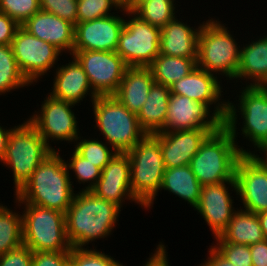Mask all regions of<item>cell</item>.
Segmentation results:
<instances>
[{
    "label": "cell",
    "mask_w": 267,
    "mask_h": 266,
    "mask_svg": "<svg viewBox=\"0 0 267 266\" xmlns=\"http://www.w3.org/2000/svg\"><path fill=\"white\" fill-rule=\"evenodd\" d=\"M236 112L233 103L228 101L224 125L205 139L190 161L191 171L202 186L236 181L235 169L240 156L251 153L235 143Z\"/></svg>",
    "instance_id": "obj_1"
},
{
    "label": "cell",
    "mask_w": 267,
    "mask_h": 266,
    "mask_svg": "<svg viewBox=\"0 0 267 266\" xmlns=\"http://www.w3.org/2000/svg\"><path fill=\"white\" fill-rule=\"evenodd\" d=\"M78 193L65 213L66 236L71 247L83 248L90 241L110 234L121 207L97 197L92 191Z\"/></svg>",
    "instance_id": "obj_2"
},
{
    "label": "cell",
    "mask_w": 267,
    "mask_h": 266,
    "mask_svg": "<svg viewBox=\"0 0 267 266\" xmlns=\"http://www.w3.org/2000/svg\"><path fill=\"white\" fill-rule=\"evenodd\" d=\"M70 180L66 161L53 151L15 194L16 201L66 213L75 195Z\"/></svg>",
    "instance_id": "obj_3"
},
{
    "label": "cell",
    "mask_w": 267,
    "mask_h": 266,
    "mask_svg": "<svg viewBox=\"0 0 267 266\" xmlns=\"http://www.w3.org/2000/svg\"><path fill=\"white\" fill-rule=\"evenodd\" d=\"M127 154L132 194L141 207L150 208L161 189L165 172L160 142L152 134H147Z\"/></svg>",
    "instance_id": "obj_4"
},
{
    "label": "cell",
    "mask_w": 267,
    "mask_h": 266,
    "mask_svg": "<svg viewBox=\"0 0 267 266\" xmlns=\"http://www.w3.org/2000/svg\"><path fill=\"white\" fill-rule=\"evenodd\" d=\"M92 104L96 127L113 151L128 152L147 135L137 114L130 112L114 95L97 96Z\"/></svg>",
    "instance_id": "obj_5"
},
{
    "label": "cell",
    "mask_w": 267,
    "mask_h": 266,
    "mask_svg": "<svg viewBox=\"0 0 267 266\" xmlns=\"http://www.w3.org/2000/svg\"><path fill=\"white\" fill-rule=\"evenodd\" d=\"M53 151L55 149L47 145L28 120L14 127L8 139L6 154L1 162L11 167L13 171L15 193Z\"/></svg>",
    "instance_id": "obj_6"
},
{
    "label": "cell",
    "mask_w": 267,
    "mask_h": 266,
    "mask_svg": "<svg viewBox=\"0 0 267 266\" xmlns=\"http://www.w3.org/2000/svg\"><path fill=\"white\" fill-rule=\"evenodd\" d=\"M203 22L198 37L197 66L209 73L222 72L234 79L240 63V49L224 24Z\"/></svg>",
    "instance_id": "obj_7"
},
{
    "label": "cell",
    "mask_w": 267,
    "mask_h": 266,
    "mask_svg": "<svg viewBox=\"0 0 267 266\" xmlns=\"http://www.w3.org/2000/svg\"><path fill=\"white\" fill-rule=\"evenodd\" d=\"M24 204L23 244L33 252L70 251L65 213L34 204Z\"/></svg>",
    "instance_id": "obj_8"
},
{
    "label": "cell",
    "mask_w": 267,
    "mask_h": 266,
    "mask_svg": "<svg viewBox=\"0 0 267 266\" xmlns=\"http://www.w3.org/2000/svg\"><path fill=\"white\" fill-rule=\"evenodd\" d=\"M122 11L134 17L125 20L116 52L128 67H148L160 54L161 29L141 20L129 9Z\"/></svg>",
    "instance_id": "obj_9"
},
{
    "label": "cell",
    "mask_w": 267,
    "mask_h": 266,
    "mask_svg": "<svg viewBox=\"0 0 267 266\" xmlns=\"http://www.w3.org/2000/svg\"><path fill=\"white\" fill-rule=\"evenodd\" d=\"M72 55L83 67L92 90L98 96L117 92L128 66L116 51L73 50Z\"/></svg>",
    "instance_id": "obj_10"
},
{
    "label": "cell",
    "mask_w": 267,
    "mask_h": 266,
    "mask_svg": "<svg viewBox=\"0 0 267 266\" xmlns=\"http://www.w3.org/2000/svg\"><path fill=\"white\" fill-rule=\"evenodd\" d=\"M11 47L20 71L30 83L54 67L61 53L54 45L29 34L21 26L15 32Z\"/></svg>",
    "instance_id": "obj_11"
},
{
    "label": "cell",
    "mask_w": 267,
    "mask_h": 266,
    "mask_svg": "<svg viewBox=\"0 0 267 266\" xmlns=\"http://www.w3.org/2000/svg\"><path fill=\"white\" fill-rule=\"evenodd\" d=\"M74 105L48 95L41 106V114H34L28 121L44 138L48 146L50 145L49 138L70 142L75 139L77 141L80 139L77 131L78 122L71 110Z\"/></svg>",
    "instance_id": "obj_12"
},
{
    "label": "cell",
    "mask_w": 267,
    "mask_h": 266,
    "mask_svg": "<svg viewBox=\"0 0 267 266\" xmlns=\"http://www.w3.org/2000/svg\"><path fill=\"white\" fill-rule=\"evenodd\" d=\"M167 108L164 129L161 132L208 128L213 133L224 125L216 114L209 115L210 107L186 96L171 93Z\"/></svg>",
    "instance_id": "obj_13"
},
{
    "label": "cell",
    "mask_w": 267,
    "mask_h": 266,
    "mask_svg": "<svg viewBox=\"0 0 267 266\" xmlns=\"http://www.w3.org/2000/svg\"><path fill=\"white\" fill-rule=\"evenodd\" d=\"M236 195H240L244 210L258 214L267 210V166L251 154H242L235 169Z\"/></svg>",
    "instance_id": "obj_14"
},
{
    "label": "cell",
    "mask_w": 267,
    "mask_h": 266,
    "mask_svg": "<svg viewBox=\"0 0 267 266\" xmlns=\"http://www.w3.org/2000/svg\"><path fill=\"white\" fill-rule=\"evenodd\" d=\"M125 19L109 15L77 23L73 50L116 51Z\"/></svg>",
    "instance_id": "obj_15"
},
{
    "label": "cell",
    "mask_w": 267,
    "mask_h": 266,
    "mask_svg": "<svg viewBox=\"0 0 267 266\" xmlns=\"http://www.w3.org/2000/svg\"><path fill=\"white\" fill-rule=\"evenodd\" d=\"M91 191L97 197L119 207H122L123 199H130L141 205L131 191L130 158L127 152H116L103 168L96 186Z\"/></svg>",
    "instance_id": "obj_16"
},
{
    "label": "cell",
    "mask_w": 267,
    "mask_h": 266,
    "mask_svg": "<svg viewBox=\"0 0 267 266\" xmlns=\"http://www.w3.org/2000/svg\"><path fill=\"white\" fill-rule=\"evenodd\" d=\"M226 184L231 185L237 192L236 181L204 185L201 189L199 203L195 208L210 226L215 238L226 229L236 211Z\"/></svg>",
    "instance_id": "obj_17"
},
{
    "label": "cell",
    "mask_w": 267,
    "mask_h": 266,
    "mask_svg": "<svg viewBox=\"0 0 267 266\" xmlns=\"http://www.w3.org/2000/svg\"><path fill=\"white\" fill-rule=\"evenodd\" d=\"M213 73H209L198 66L187 76L170 86L172 94L189 97L197 102H202L208 107L216 103L212 114H216L223 122L227 114V102L217 103L221 97V85ZM218 105V106H217Z\"/></svg>",
    "instance_id": "obj_18"
},
{
    "label": "cell",
    "mask_w": 267,
    "mask_h": 266,
    "mask_svg": "<svg viewBox=\"0 0 267 266\" xmlns=\"http://www.w3.org/2000/svg\"><path fill=\"white\" fill-rule=\"evenodd\" d=\"M212 132L208 128L152 134L159 142L165 168L189 165L200 145Z\"/></svg>",
    "instance_id": "obj_19"
},
{
    "label": "cell",
    "mask_w": 267,
    "mask_h": 266,
    "mask_svg": "<svg viewBox=\"0 0 267 266\" xmlns=\"http://www.w3.org/2000/svg\"><path fill=\"white\" fill-rule=\"evenodd\" d=\"M240 93L242 134L257 147L267 138V86H246Z\"/></svg>",
    "instance_id": "obj_20"
},
{
    "label": "cell",
    "mask_w": 267,
    "mask_h": 266,
    "mask_svg": "<svg viewBox=\"0 0 267 266\" xmlns=\"http://www.w3.org/2000/svg\"><path fill=\"white\" fill-rule=\"evenodd\" d=\"M29 34L54 45L61 52L73 53L75 25L54 14L38 11L21 25Z\"/></svg>",
    "instance_id": "obj_21"
},
{
    "label": "cell",
    "mask_w": 267,
    "mask_h": 266,
    "mask_svg": "<svg viewBox=\"0 0 267 266\" xmlns=\"http://www.w3.org/2000/svg\"><path fill=\"white\" fill-rule=\"evenodd\" d=\"M54 85L50 95L56 99L63 100L72 104H77L82 100L89 91L93 100L98 96L89 83L87 74L83 67L73 57V61L67 65L56 69ZM91 89V90H90ZM89 90V91H88Z\"/></svg>",
    "instance_id": "obj_22"
},
{
    "label": "cell",
    "mask_w": 267,
    "mask_h": 266,
    "mask_svg": "<svg viewBox=\"0 0 267 266\" xmlns=\"http://www.w3.org/2000/svg\"><path fill=\"white\" fill-rule=\"evenodd\" d=\"M169 21L160 34V54L183 58H197L198 37L201 26L198 29L176 20Z\"/></svg>",
    "instance_id": "obj_23"
},
{
    "label": "cell",
    "mask_w": 267,
    "mask_h": 266,
    "mask_svg": "<svg viewBox=\"0 0 267 266\" xmlns=\"http://www.w3.org/2000/svg\"><path fill=\"white\" fill-rule=\"evenodd\" d=\"M153 83L154 78L149 67H127L114 96L130 112L138 114Z\"/></svg>",
    "instance_id": "obj_24"
},
{
    "label": "cell",
    "mask_w": 267,
    "mask_h": 266,
    "mask_svg": "<svg viewBox=\"0 0 267 266\" xmlns=\"http://www.w3.org/2000/svg\"><path fill=\"white\" fill-rule=\"evenodd\" d=\"M170 87L153 83L149 95L137 114L140 126L147 134H155L164 129L167 116Z\"/></svg>",
    "instance_id": "obj_25"
},
{
    "label": "cell",
    "mask_w": 267,
    "mask_h": 266,
    "mask_svg": "<svg viewBox=\"0 0 267 266\" xmlns=\"http://www.w3.org/2000/svg\"><path fill=\"white\" fill-rule=\"evenodd\" d=\"M243 77L254 82L247 86H267V36L240 49V63L235 79Z\"/></svg>",
    "instance_id": "obj_26"
},
{
    "label": "cell",
    "mask_w": 267,
    "mask_h": 266,
    "mask_svg": "<svg viewBox=\"0 0 267 266\" xmlns=\"http://www.w3.org/2000/svg\"><path fill=\"white\" fill-rule=\"evenodd\" d=\"M264 235L257 214L250 211H235L226 229L217 241H226L243 245H251L263 241Z\"/></svg>",
    "instance_id": "obj_27"
},
{
    "label": "cell",
    "mask_w": 267,
    "mask_h": 266,
    "mask_svg": "<svg viewBox=\"0 0 267 266\" xmlns=\"http://www.w3.org/2000/svg\"><path fill=\"white\" fill-rule=\"evenodd\" d=\"M168 190L170 193L181 197L194 208L197 207L202 185L199 183L189 165L175 168H165L161 190Z\"/></svg>",
    "instance_id": "obj_28"
},
{
    "label": "cell",
    "mask_w": 267,
    "mask_h": 266,
    "mask_svg": "<svg viewBox=\"0 0 267 266\" xmlns=\"http://www.w3.org/2000/svg\"><path fill=\"white\" fill-rule=\"evenodd\" d=\"M148 67L155 83L170 87L197 67V58L159 54Z\"/></svg>",
    "instance_id": "obj_29"
},
{
    "label": "cell",
    "mask_w": 267,
    "mask_h": 266,
    "mask_svg": "<svg viewBox=\"0 0 267 266\" xmlns=\"http://www.w3.org/2000/svg\"><path fill=\"white\" fill-rule=\"evenodd\" d=\"M174 0L132 1L129 8L141 20L162 29L175 18Z\"/></svg>",
    "instance_id": "obj_30"
},
{
    "label": "cell",
    "mask_w": 267,
    "mask_h": 266,
    "mask_svg": "<svg viewBox=\"0 0 267 266\" xmlns=\"http://www.w3.org/2000/svg\"><path fill=\"white\" fill-rule=\"evenodd\" d=\"M22 244V215L0 205V256Z\"/></svg>",
    "instance_id": "obj_31"
},
{
    "label": "cell",
    "mask_w": 267,
    "mask_h": 266,
    "mask_svg": "<svg viewBox=\"0 0 267 266\" xmlns=\"http://www.w3.org/2000/svg\"><path fill=\"white\" fill-rule=\"evenodd\" d=\"M29 84L17 65L11 45H0V95Z\"/></svg>",
    "instance_id": "obj_32"
},
{
    "label": "cell",
    "mask_w": 267,
    "mask_h": 266,
    "mask_svg": "<svg viewBox=\"0 0 267 266\" xmlns=\"http://www.w3.org/2000/svg\"><path fill=\"white\" fill-rule=\"evenodd\" d=\"M74 150L84 159L88 160V162H91L101 170H103L109 163L110 159L116 154V151L112 152V150L102 141L94 139L81 140V142H78Z\"/></svg>",
    "instance_id": "obj_33"
},
{
    "label": "cell",
    "mask_w": 267,
    "mask_h": 266,
    "mask_svg": "<svg viewBox=\"0 0 267 266\" xmlns=\"http://www.w3.org/2000/svg\"><path fill=\"white\" fill-rule=\"evenodd\" d=\"M113 7L121 8L115 0H77V23L112 15L109 11Z\"/></svg>",
    "instance_id": "obj_34"
},
{
    "label": "cell",
    "mask_w": 267,
    "mask_h": 266,
    "mask_svg": "<svg viewBox=\"0 0 267 266\" xmlns=\"http://www.w3.org/2000/svg\"><path fill=\"white\" fill-rule=\"evenodd\" d=\"M40 11V0H0V12L7 14L20 26Z\"/></svg>",
    "instance_id": "obj_35"
},
{
    "label": "cell",
    "mask_w": 267,
    "mask_h": 266,
    "mask_svg": "<svg viewBox=\"0 0 267 266\" xmlns=\"http://www.w3.org/2000/svg\"><path fill=\"white\" fill-rule=\"evenodd\" d=\"M69 266H122V264L95 249L71 247Z\"/></svg>",
    "instance_id": "obj_36"
},
{
    "label": "cell",
    "mask_w": 267,
    "mask_h": 266,
    "mask_svg": "<svg viewBox=\"0 0 267 266\" xmlns=\"http://www.w3.org/2000/svg\"><path fill=\"white\" fill-rule=\"evenodd\" d=\"M70 161L71 162L69 164L67 162L66 165L69 169L74 171L78 182L87 183L88 181H91V183L86 187V189H83V191H91L96 186L102 170L91 162H88V160L80 156L75 150Z\"/></svg>",
    "instance_id": "obj_37"
},
{
    "label": "cell",
    "mask_w": 267,
    "mask_h": 266,
    "mask_svg": "<svg viewBox=\"0 0 267 266\" xmlns=\"http://www.w3.org/2000/svg\"><path fill=\"white\" fill-rule=\"evenodd\" d=\"M214 248L234 266H253L249 245L217 241Z\"/></svg>",
    "instance_id": "obj_38"
},
{
    "label": "cell",
    "mask_w": 267,
    "mask_h": 266,
    "mask_svg": "<svg viewBox=\"0 0 267 266\" xmlns=\"http://www.w3.org/2000/svg\"><path fill=\"white\" fill-rule=\"evenodd\" d=\"M40 10L77 24V0H40Z\"/></svg>",
    "instance_id": "obj_39"
},
{
    "label": "cell",
    "mask_w": 267,
    "mask_h": 266,
    "mask_svg": "<svg viewBox=\"0 0 267 266\" xmlns=\"http://www.w3.org/2000/svg\"><path fill=\"white\" fill-rule=\"evenodd\" d=\"M32 263L33 251L24 244L0 256V266H32Z\"/></svg>",
    "instance_id": "obj_40"
},
{
    "label": "cell",
    "mask_w": 267,
    "mask_h": 266,
    "mask_svg": "<svg viewBox=\"0 0 267 266\" xmlns=\"http://www.w3.org/2000/svg\"><path fill=\"white\" fill-rule=\"evenodd\" d=\"M70 251L33 252L32 266H69Z\"/></svg>",
    "instance_id": "obj_41"
},
{
    "label": "cell",
    "mask_w": 267,
    "mask_h": 266,
    "mask_svg": "<svg viewBox=\"0 0 267 266\" xmlns=\"http://www.w3.org/2000/svg\"><path fill=\"white\" fill-rule=\"evenodd\" d=\"M20 25L7 14L0 12V45H11Z\"/></svg>",
    "instance_id": "obj_42"
},
{
    "label": "cell",
    "mask_w": 267,
    "mask_h": 266,
    "mask_svg": "<svg viewBox=\"0 0 267 266\" xmlns=\"http://www.w3.org/2000/svg\"><path fill=\"white\" fill-rule=\"evenodd\" d=\"M251 260L253 266H267V239L251 244Z\"/></svg>",
    "instance_id": "obj_43"
},
{
    "label": "cell",
    "mask_w": 267,
    "mask_h": 266,
    "mask_svg": "<svg viewBox=\"0 0 267 266\" xmlns=\"http://www.w3.org/2000/svg\"><path fill=\"white\" fill-rule=\"evenodd\" d=\"M165 248L162 243L159 244L157 251L149 258L145 266H169Z\"/></svg>",
    "instance_id": "obj_44"
},
{
    "label": "cell",
    "mask_w": 267,
    "mask_h": 266,
    "mask_svg": "<svg viewBox=\"0 0 267 266\" xmlns=\"http://www.w3.org/2000/svg\"><path fill=\"white\" fill-rule=\"evenodd\" d=\"M209 258L205 264L203 263L201 266H234L230 261L224 258L215 248L214 246L210 248Z\"/></svg>",
    "instance_id": "obj_45"
},
{
    "label": "cell",
    "mask_w": 267,
    "mask_h": 266,
    "mask_svg": "<svg viewBox=\"0 0 267 266\" xmlns=\"http://www.w3.org/2000/svg\"><path fill=\"white\" fill-rule=\"evenodd\" d=\"M13 129H4L0 126V161L4 158L7 151L8 139Z\"/></svg>",
    "instance_id": "obj_46"
},
{
    "label": "cell",
    "mask_w": 267,
    "mask_h": 266,
    "mask_svg": "<svg viewBox=\"0 0 267 266\" xmlns=\"http://www.w3.org/2000/svg\"><path fill=\"white\" fill-rule=\"evenodd\" d=\"M257 148L261 151L264 152V154L266 153V159H262L261 157L257 155H255V153H250L259 163L263 164L264 166H267V138L257 146Z\"/></svg>",
    "instance_id": "obj_47"
},
{
    "label": "cell",
    "mask_w": 267,
    "mask_h": 266,
    "mask_svg": "<svg viewBox=\"0 0 267 266\" xmlns=\"http://www.w3.org/2000/svg\"><path fill=\"white\" fill-rule=\"evenodd\" d=\"M264 238L267 239V210L257 214Z\"/></svg>",
    "instance_id": "obj_48"
},
{
    "label": "cell",
    "mask_w": 267,
    "mask_h": 266,
    "mask_svg": "<svg viewBox=\"0 0 267 266\" xmlns=\"http://www.w3.org/2000/svg\"><path fill=\"white\" fill-rule=\"evenodd\" d=\"M121 8L129 9L132 5V0H115Z\"/></svg>",
    "instance_id": "obj_49"
}]
</instances>
